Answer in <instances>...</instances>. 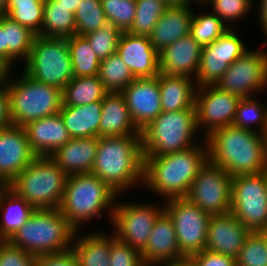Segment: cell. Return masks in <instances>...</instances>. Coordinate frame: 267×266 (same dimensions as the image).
I'll return each mask as SVG.
<instances>
[{"label": "cell", "instance_id": "4", "mask_svg": "<svg viewBox=\"0 0 267 266\" xmlns=\"http://www.w3.org/2000/svg\"><path fill=\"white\" fill-rule=\"evenodd\" d=\"M117 197L118 194L98 176L91 173L69 175L59 210L76 231L103 215L107 221L109 219L110 226Z\"/></svg>", "mask_w": 267, "mask_h": 266}, {"label": "cell", "instance_id": "10", "mask_svg": "<svg viewBox=\"0 0 267 266\" xmlns=\"http://www.w3.org/2000/svg\"><path fill=\"white\" fill-rule=\"evenodd\" d=\"M120 196L124 197L118 195L116 199L110 229L118 240L141 252L157 217L164 211V203L125 201Z\"/></svg>", "mask_w": 267, "mask_h": 266}, {"label": "cell", "instance_id": "28", "mask_svg": "<svg viewBox=\"0 0 267 266\" xmlns=\"http://www.w3.org/2000/svg\"><path fill=\"white\" fill-rule=\"evenodd\" d=\"M97 230L90 233L76 231L71 250L79 266H110V232Z\"/></svg>", "mask_w": 267, "mask_h": 266}, {"label": "cell", "instance_id": "41", "mask_svg": "<svg viewBox=\"0 0 267 266\" xmlns=\"http://www.w3.org/2000/svg\"><path fill=\"white\" fill-rule=\"evenodd\" d=\"M74 18L76 34L79 35L98 30L108 23L101 0H82Z\"/></svg>", "mask_w": 267, "mask_h": 266}, {"label": "cell", "instance_id": "47", "mask_svg": "<svg viewBox=\"0 0 267 266\" xmlns=\"http://www.w3.org/2000/svg\"><path fill=\"white\" fill-rule=\"evenodd\" d=\"M35 266H79L76 256L70 249L56 254L36 256Z\"/></svg>", "mask_w": 267, "mask_h": 266}, {"label": "cell", "instance_id": "13", "mask_svg": "<svg viewBox=\"0 0 267 266\" xmlns=\"http://www.w3.org/2000/svg\"><path fill=\"white\" fill-rule=\"evenodd\" d=\"M163 203L164 211L173 222L180 251L185 256H191L205 250L211 215L187 198H172Z\"/></svg>", "mask_w": 267, "mask_h": 266}, {"label": "cell", "instance_id": "16", "mask_svg": "<svg viewBox=\"0 0 267 266\" xmlns=\"http://www.w3.org/2000/svg\"><path fill=\"white\" fill-rule=\"evenodd\" d=\"M240 97L215 85L197 87L195 108L197 128L203 138L212 131L233 124Z\"/></svg>", "mask_w": 267, "mask_h": 266}, {"label": "cell", "instance_id": "58", "mask_svg": "<svg viewBox=\"0 0 267 266\" xmlns=\"http://www.w3.org/2000/svg\"><path fill=\"white\" fill-rule=\"evenodd\" d=\"M195 2H196V4L198 5V4H204V2L206 1V0H194Z\"/></svg>", "mask_w": 267, "mask_h": 266}, {"label": "cell", "instance_id": "27", "mask_svg": "<svg viewBox=\"0 0 267 266\" xmlns=\"http://www.w3.org/2000/svg\"><path fill=\"white\" fill-rule=\"evenodd\" d=\"M102 101L71 106L62 105L59 114L71 138L100 137Z\"/></svg>", "mask_w": 267, "mask_h": 266}, {"label": "cell", "instance_id": "53", "mask_svg": "<svg viewBox=\"0 0 267 266\" xmlns=\"http://www.w3.org/2000/svg\"><path fill=\"white\" fill-rule=\"evenodd\" d=\"M57 5L67 8L73 14L78 9L82 0H53Z\"/></svg>", "mask_w": 267, "mask_h": 266}, {"label": "cell", "instance_id": "31", "mask_svg": "<svg viewBox=\"0 0 267 266\" xmlns=\"http://www.w3.org/2000/svg\"><path fill=\"white\" fill-rule=\"evenodd\" d=\"M0 22L6 38V68L11 70L17 62L20 65L19 62L24 63L28 59L37 34L6 15H0Z\"/></svg>", "mask_w": 267, "mask_h": 266}, {"label": "cell", "instance_id": "3", "mask_svg": "<svg viewBox=\"0 0 267 266\" xmlns=\"http://www.w3.org/2000/svg\"><path fill=\"white\" fill-rule=\"evenodd\" d=\"M91 174L98 176L118 195L142 187L144 155L141 135L98 137Z\"/></svg>", "mask_w": 267, "mask_h": 266}, {"label": "cell", "instance_id": "7", "mask_svg": "<svg viewBox=\"0 0 267 266\" xmlns=\"http://www.w3.org/2000/svg\"><path fill=\"white\" fill-rule=\"evenodd\" d=\"M198 138L205 140L197 128L195 107L174 112L162 111L141 130L143 155L161 156L183 151L197 145L200 142Z\"/></svg>", "mask_w": 267, "mask_h": 266}, {"label": "cell", "instance_id": "52", "mask_svg": "<svg viewBox=\"0 0 267 266\" xmlns=\"http://www.w3.org/2000/svg\"><path fill=\"white\" fill-rule=\"evenodd\" d=\"M0 62L6 67V38L4 26L0 22Z\"/></svg>", "mask_w": 267, "mask_h": 266}, {"label": "cell", "instance_id": "14", "mask_svg": "<svg viewBox=\"0 0 267 266\" xmlns=\"http://www.w3.org/2000/svg\"><path fill=\"white\" fill-rule=\"evenodd\" d=\"M232 177L207 161L192 182L186 198L205 213L216 216L230 213Z\"/></svg>", "mask_w": 267, "mask_h": 266}, {"label": "cell", "instance_id": "22", "mask_svg": "<svg viewBox=\"0 0 267 266\" xmlns=\"http://www.w3.org/2000/svg\"><path fill=\"white\" fill-rule=\"evenodd\" d=\"M144 264L159 265L183 258L171 217L163 211L156 219L145 248L140 252Z\"/></svg>", "mask_w": 267, "mask_h": 266}, {"label": "cell", "instance_id": "38", "mask_svg": "<svg viewBox=\"0 0 267 266\" xmlns=\"http://www.w3.org/2000/svg\"><path fill=\"white\" fill-rule=\"evenodd\" d=\"M43 15L44 0H9L6 16L37 35L41 33Z\"/></svg>", "mask_w": 267, "mask_h": 266}, {"label": "cell", "instance_id": "57", "mask_svg": "<svg viewBox=\"0 0 267 266\" xmlns=\"http://www.w3.org/2000/svg\"><path fill=\"white\" fill-rule=\"evenodd\" d=\"M261 33H263L262 35H263V37H264V42L262 43V44H265L266 46H267V26L262 30V31H260Z\"/></svg>", "mask_w": 267, "mask_h": 266}, {"label": "cell", "instance_id": "26", "mask_svg": "<svg viewBox=\"0 0 267 266\" xmlns=\"http://www.w3.org/2000/svg\"><path fill=\"white\" fill-rule=\"evenodd\" d=\"M193 6L168 7L157 21L150 42L159 52L190 33Z\"/></svg>", "mask_w": 267, "mask_h": 266}, {"label": "cell", "instance_id": "49", "mask_svg": "<svg viewBox=\"0 0 267 266\" xmlns=\"http://www.w3.org/2000/svg\"><path fill=\"white\" fill-rule=\"evenodd\" d=\"M12 126L9 95L6 84L0 82V129Z\"/></svg>", "mask_w": 267, "mask_h": 266}, {"label": "cell", "instance_id": "48", "mask_svg": "<svg viewBox=\"0 0 267 266\" xmlns=\"http://www.w3.org/2000/svg\"><path fill=\"white\" fill-rule=\"evenodd\" d=\"M197 266H236V259L208 250L191 255Z\"/></svg>", "mask_w": 267, "mask_h": 266}, {"label": "cell", "instance_id": "18", "mask_svg": "<svg viewBox=\"0 0 267 266\" xmlns=\"http://www.w3.org/2000/svg\"><path fill=\"white\" fill-rule=\"evenodd\" d=\"M131 118L141 131L162 113L159 75L135 78L122 92Z\"/></svg>", "mask_w": 267, "mask_h": 266}, {"label": "cell", "instance_id": "9", "mask_svg": "<svg viewBox=\"0 0 267 266\" xmlns=\"http://www.w3.org/2000/svg\"><path fill=\"white\" fill-rule=\"evenodd\" d=\"M22 71L35 81L62 90L74 78L67 38L36 35Z\"/></svg>", "mask_w": 267, "mask_h": 266}, {"label": "cell", "instance_id": "11", "mask_svg": "<svg viewBox=\"0 0 267 266\" xmlns=\"http://www.w3.org/2000/svg\"><path fill=\"white\" fill-rule=\"evenodd\" d=\"M230 213L251 232H267V186L263 172L232 177Z\"/></svg>", "mask_w": 267, "mask_h": 266}, {"label": "cell", "instance_id": "54", "mask_svg": "<svg viewBox=\"0 0 267 266\" xmlns=\"http://www.w3.org/2000/svg\"><path fill=\"white\" fill-rule=\"evenodd\" d=\"M168 7L194 6V0H163Z\"/></svg>", "mask_w": 267, "mask_h": 266}, {"label": "cell", "instance_id": "21", "mask_svg": "<svg viewBox=\"0 0 267 266\" xmlns=\"http://www.w3.org/2000/svg\"><path fill=\"white\" fill-rule=\"evenodd\" d=\"M202 47L189 33L158 52L161 73L196 78Z\"/></svg>", "mask_w": 267, "mask_h": 266}, {"label": "cell", "instance_id": "37", "mask_svg": "<svg viewBox=\"0 0 267 266\" xmlns=\"http://www.w3.org/2000/svg\"><path fill=\"white\" fill-rule=\"evenodd\" d=\"M98 77L109 93L122 92L135 79L117 53L100 61Z\"/></svg>", "mask_w": 267, "mask_h": 266}, {"label": "cell", "instance_id": "29", "mask_svg": "<svg viewBox=\"0 0 267 266\" xmlns=\"http://www.w3.org/2000/svg\"><path fill=\"white\" fill-rule=\"evenodd\" d=\"M159 90L162 111L174 112L195 107L197 90L194 78L159 74Z\"/></svg>", "mask_w": 267, "mask_h": 266}, {"label": "cell", "instance_id": "42", "mask_svg": "<svg viewBox=\"0 0 267 266\" xmlns=\"http://www.w3.org/2000/svg\"><path fill=\"white\" fill-rule=\"evenodd\" d=\"M236 266H267V232H251L237 258Z\"/></svg>", "mask_w": 267, "mask_h": 266}, {"label": "cell", "instance_id": "12", "mask_svg": "<svg viewBox=\"0 0 267 266\" xmlns=\"http://www.w3.org/2000/svg\"><path fill=\"white\" fill-rule=\"evenodd\" d=\"M248 50L237 58L215 86L240 98H247L267 91V49L265 44Z\"/></svg>", "mask_w": 267, "mask_h": 266}, {"label": "cell", "instance_id": "30", "mask_svg": "<svg viewBox=\"0 0 267 266\" xmlns=\"http://www.w3.org/2000/svg\"><path fill=\"white\" fill-rule=\"evenodd\" d=\"M35 209L8 186H0V241H8Z\"/></svg>", "mask_w": 267, "mask_h": 266}, {"label": "cell", "instance_id": "44", "mask_svg": "<svg viewBox=\"0 0 267 266\" xmlns=\"http://www.w3.org/2000/svg\"><path fill=\"white\" fill-rule=\"evenodd\" d=\"M121 33L115 25L107 23L104 27L89 32L84 36L88 39L93 51L101 61L116 53Z\"/></svg>", "mask_w": 267, "mask_h": 266}, {"label": "cell", "instance_id": "33", "mask_svg": "<svg viewBox=\"0 0 267 266\" xmlns=\"http://www.w3.org/2000/svg\"><path fill=\"white\" fill-rule=\"evenodd\" d=\"M76 34L74 14L57 5L53 0H44V15L40 36L69 38Z\"/></svg>", "mask_w": 267, "mask_h": 266}, {"label": "cell", "instance_id": "46", "mask_svg": "<svg viewBox=\"0 0 267 266\" xmlns=\"http://www.w3.org/2000/svg\"><path fill=\"white\" fill-rule=\"evenodd\" d=\"M35 261V255L8 241H0V266H35Z\"/></svg>", "mask_w": 267, "mask_h": 266}, {"label": "cell", "instance_id": "1", "mask_svg": "<svg viewBox=\"0 0 267 266\" xmlns=\"http://www.w3.org/2000/svg\"><path fill=\"white\" fill-rule=\"evenodd\" d=\"M208 161L205 140L189 149L161 156H144L142 188L161 201L186 198L199 170ZM161 197V198H160Z\"/></svg>", "mask_w": 267, "mask_h": 266}, {"label": "cell", "instance_id": "60", "mask_svg": "<svg viewBox=\"0 0 267 266\" xmlns=\"http://www.w3.org/2000/svg\"><path fill=\"white\" fill-rule=\"evenodd\" d=\"M265 143H266V152H267V130H266V133H265Z\"/></svg>", "mask_w": 267, "mask_h": 266}, {"label": "cell", "instance_id": "56", "mask_svg": "<svg viewBox=\"0 0 267 266\" xmlns=\"http://www.w3.org/2000/svg\"><path fill=\"white\" fill-rule=\"evenodd\" d=\"M9 70L0 62V82H2L7 75Z\"/></svg>", "mask_w": 267, "mask_h": 266}, {"label": "cell", "instance_id": "59", "mask_svg": "<svg viewBox=\"0 0 267 266\" xmlns=\"http://www.w3.org/2000/svg\"><path fill=\"white\" fill-rule=\"evenodd\" d=\"M263 173H264L265 178H266V186H267V166H266V168L264 169Z\"/></svg>", "mask_w": 267, "mask_h": 266}, {"label": "cell", "instance_id": "51", "mask_svg": "<svg viewBox=\"0 0 267 266\" xmlns=\"http://www.w3.org/2000/svg\"><path fill=\"white\" fill-rule=\"evenodd\" d=\"M160 266H197L194 259L191 256H184L177 260H172L159 264Z\"/></svg>", "mask_w": 267, "mask_h": 266}, {"label": "cell", "instance_id": "43", "mask_svg": "<svg viewBox=\"0 0 267 266\" xmlns=\"http://www.w3.org/2000/svg\"><path fill=\"white\" fill-rule=\"evenodd\" d=\"M108 23L115 25L121 32H128L136 14V0H101Z\"/></svg>", "mask_w": 267, "mask_h": 266}, {"label": "cell", "instance_id": "61", "mask_svg": "<svg viewBox=\"0 0 267 266\" xmlns=\"http://www.w3.org/2000/svg\"><path fill=\"white\" fill-rule=\"evenodd\" d=\"M143 266H160V265H154V264H144Z\"/></svg>", "mask_w": 267, "mask_h": 266}, {"label": "cell", "instance_id": "55", "mask_svg": "<svg viewBox=\"0 0 267 266\" xmlns=\"http://www.w3.org/2000/svg\"><path fill=\"white\" fill-rule=\"evenodd\" d=\"M9 0H0V15H6Z\"/></svg>", "mask_w": 267, "mask_h": 266}, {"label": "cell", "instance_id": "39", "mask_svg": "<svg viewBox=\"0 0 267 266\" xmlns=\"http://www.w3.org/2000/svg\"><path fill=\"white\" fill-rule=\"evenodd\" d=\"M167 8L163 0H136L135 19L128 32L149 37Z\"/></svg>", "mask_w": 267, "mask_h": 266}, {"label": "cell", "instance_id": "24", "mask_svg": "<svg viewBox=\"0 0 267 266\" xmlns=\"http://www.w3.org/2000/svg\"><path fill=\"white\" fill-rule=\"evenodd\" d=\"M98 137L71 138L50 157L69 176L91 173L96 160Z\"/></svg>", "mask_w": 267, "mask_h": 266}, {"label": "cell", "instance_id": "32", "mask_svg": "<svg viewBox=\"0 0 267 266\" xmlns=\"http://www.w3.org/2000/svg\"><path fill=\"white\" fill-rule=\"evenodd\" d=\"M108 93L98 75L74 77L62 89V105L82 106L102 101Z\"/></svg>", "mask_w": 267, "mask_h": 266}, {"label": "cell", "instance_id": "40", "mask_svg": "<svg viewBox=\"0 0 267 266\" xmlns=\"http://www.w3.org/2000/svg\"><path fill=\"white\" fill-rule=\"evenodd\" d=\"M254 2L253 0H206L204 5L229 28L235 29L238 21L246 19V16L253 12L251 8H254Z\"/></svg>", "mask_w": 267, "mask_h": 266}, {"label": "cell", "instance_id": "36", "mask_svg": "<svg viewBox=\"0 0 267 266\" xmlns=\"http://www.w3.org/2000/svg\"><path fill=\"white\" fill-rule=\"evenodd\" d=\"M198 8L203 6L204 11L193 10L190 34L193 39L203 48L211 44L224 34L229 27L212 11L205 9L204 4H198ZM208 11V12H207Z\"/></svg>", "mask_w": 267, "mask_h": 266}, {"label": "cell", "instance_id": "19", "mask_svg": "<svg viewBox=\"0 0 267 266\" xmlns=\"http://www.w3.org/2000/svg\"><path fill=\"white\" fill-rule=\"evenodd\" d=\"M116 53L135 78H152L160 74L158 51L147 36L122 32Z\"/></svg>", "mask_w": 267, "mask_h": 266}, {"label": "cell", "instance_id": "5", "mask_svg": "<svg viewBox=\"0 0 267 266\" xmlns=\"http://www.w3.org/2000/svg\"><path fill=\"white\" fill-rule=\"evenodd\" d=\"M16 68L7 72L3 82L7 86L13 126L24 127L38 119L59 113L62 90L30 78Z\"/></svg>", "mask_w": 267, "mask_h": 266}, {"label": "cell", "instance_id": "8", "mask_svg": "<svg viewBox=\"0 0 267 266\" xmlns=\"http://www.w3.org/2000/svg\"><path fill=\"white\" fill-rule=\"evenodd\" d=\"M67 176L50 156H37L8 187L35 210L59 209Z\"/></svg>", "mask_w": 267, "mask_h": 266}, {"label": "cell", "instance_id": "17", "mask_svg": "<svg viewBox=\"0 0 267 266\" xmlns=\"http://www.w3.org/2000/svg\"><path fill=\"white\" fill-rule=\"evenodd\" d=\"M36 157L24 127L0 129V186H8Z\"/></svg>", "mask_w": 267, "mask_h": 266}, {"label": "cell", "instance_id": "45", "mask_svg": "<svg viewBox=\"0 0 267 266\" xmlns=\"http://www.w3.org/2000/svg\"><path fill=\"white\" fill-rule=\"evenodd\" d=\"M110 266H143L141 253L118 240L110 230Z\"/></svg>", "mask_w": 267, "mask_h": 266}, {"label": "cell", "instance_id": "23", "mask_svg": "<svg viewBox=\"0 0 267 266\" xmlns=\"http://www.w3.org/2000/svg\"><path fill=\"white\" fill-rule=\"evenodd\" d=\"M24 129L36 156H51L71 139L59 113L30 122Z\"/></svg>", "mask_w": 267, "mask_h": 266}, {"label": "cell", "instance_id": "6", "mask_svg": "<svg viewBox=\"0 0 267 266\" xmlns=\"http://www.w3.org/2000/svg\"><path fill=\"white\" fill-rule=\"evenodd\" d=\"M76 230L59 209L35 210L8 242L15 247L40 256L71 249Z\"/></svg>", "mask_w": 267, "mask_h": 266}, {"label": "cell", "instance_id": "15", "mask_svg": "<svg viewBox=\"0 0 267 266\" xmlns=\"http://www.w3.org/2000/svg\"><path fill=\"white\" fill-rule=\"evenodd\" d=\"M240 36L237 28H229L214 42L202 48L200 66L195 78L197 87L215 85L228 66L250 50Z\"/></svg>", "mask_w": 267, "mask_h": 266}, {"label": "cell", "instance_id": "35", "mask_svg": "<svg viewBox=\"0 0 267 266\" xmlns=\"http://www.w3.org/2000/svg\"><path fill=\"white\" fill-rule=\"evenodd\" d=\"M74 77L95 76L99 73L100 60L84 35L67 38Z\"/></svg>", "mask_w": 267, "mask_h": 266}, {"label": "cell", "instance_id": "34", "mask_svg": "<svg viewBox=\"0 0 267 266\" xmlns=\"http://www.w3.org/2000/svg\"><path fill=\"white\" fill-rule=\"evenodd\" d=\"M256 96L241 98L233 126L265 135L267 130V101Z\"/></svg>", "mask_w": 267, "mask_h": 266}, {"label": "cell", "instance_id": "25", "mask_svg": "<svg viewBox=\"0 0 267 266\" xmlns=\"http://www.w3.org/2000/svg\"><path fill=\"white\" fill-rule=\"evenodd\" d=\"M102 107L100 137L141 135L121 92L108 93L102 100Z\"/></svg>", "mask_w": 267, "mask_h": 266}, {"label": "cell", "instance_id": "2", "mask_svg": "<svg viewBox=\"0 0 267 266\" xmlns=\"http://www.w3.org/2000/svg\"><path fill=\"white\" fill-rule=\"evenodd\" d=\"M204 139L208 161L231 177L261 173L267 166L265 135L230 125L212 131Z\"/></svg>", "mask_w": 267, "mask_h": 266}, {"label": "cell", "instance_id": "20", "mask_svg": "<svg viewBox=\"0 0 267 266\" xmlns=\"http://www.w3.org/2000/svg\"><path fill=\"white\" fill-rule=\"evenodd\" d=\"M250 233L232 213L211 216L205 250L236 259Z\"/></svg>", "mask_w": 267, "mask_h": 266}, {"label": "cell", "instance_id": "50", "mask_svg": "<svg viewBox=\"0 0 267 266\" xmlns=\"http://www.w3.org/2000/svg\"><path fill=\"white\" fill-rule=\"evenodd\" d=\"M257 22H259V30H263L267 26V0H259L258 4H254ZM256 9V10H255Z\"/></svg>", "mask_w": 267, "mask_h": 266}]
</instances>
